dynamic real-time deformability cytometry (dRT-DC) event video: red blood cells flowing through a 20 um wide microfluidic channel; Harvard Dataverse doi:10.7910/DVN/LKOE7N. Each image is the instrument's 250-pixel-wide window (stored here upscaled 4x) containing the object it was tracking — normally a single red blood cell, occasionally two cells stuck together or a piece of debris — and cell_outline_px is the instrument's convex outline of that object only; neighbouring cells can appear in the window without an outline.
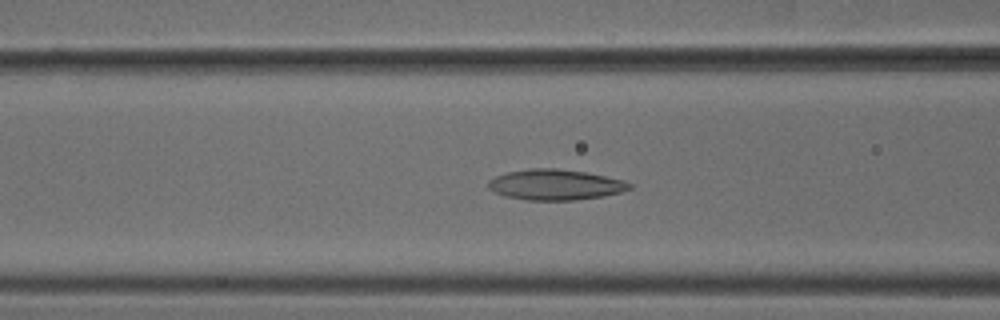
{"species": "common noctule bat (a hibernating species)", "species_latin": "Nyctalus noctula", "temperature_condition": "cold", "stored_images_in_passage": 38, "camera_frame_rate_fps": 3000, "um_per_image_px": 0.085, "animal": {"sex": "male", "body_mass_g": 18.8}, "frame": {"image": 1, "passage_image": 7, "time_ms": 2.0, "image_size_px": [1000, 320], "cell_outline_px": [[632, 188], [620, 192], [604, 196], [576, 200], [528, 200], [504, 196], [488, 188], [488, 180], [496, 176], [508, 172], [532, 168], [556, 168], [584, 172], [624, 180], [632, 184]], "centroid_in_image_um": [47.21, 15.7], "position_along_channel_um": 119.4, "area_um2": 25.09}}
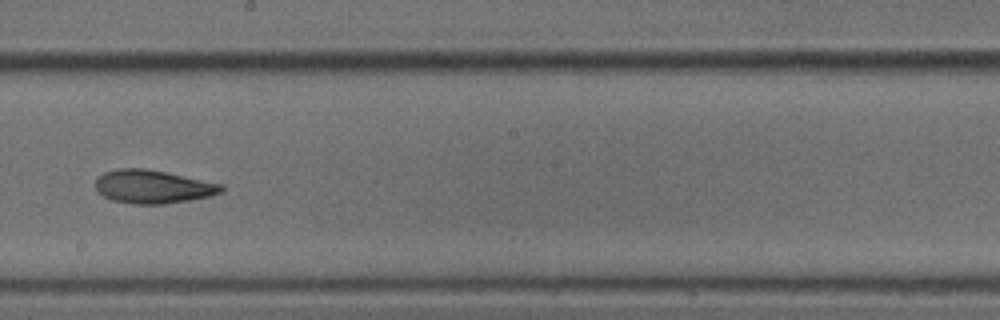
{"frame": {"image": 2, "passage_image": 16, "time_ms": 5.0, "image_size_px": [1000, 320], "cell_outline_px": [[224, 188], [220, 192], [208, 196], [188, 200], [164, 204], [132, 204], [112, 200], [96, 192], [96, 180], [104, 172], [120, 168], [144, 168], [224, 184]], "centroid_in_image_um": [12.97, 15.87], "position_along_channel_um": 235.2, "area_um2": 24.28}}
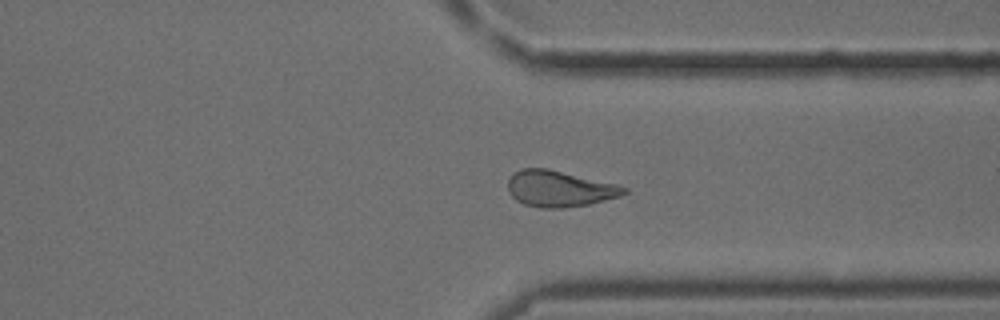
{"frame": {"image": 3, "passage_image": 26, "time_ms": 8.333, "image_size_px": [1000, 320], "cell_outline_px": [[628, 192], [620, 196], [588, 204], [560, 208], [540, 208], [524, 204], [516, 200], [508, 192], [508, 180], [512, 172], [520, 168], [548, 168], [616, 184], [628, 188]], "centroid_in_image_um": [47.51, 16.03], "position_along_channel_um": 363.9, "area_um2": 24.51}, "authors_computed_cell_mechanics": {"area_um2": 24.1893, "velocity_mm_per_s": 3.8529, "shape_relaxation_time_tau1_ms": null, "shape_relaxation_time_tau2_ms": 4.0399, "deformation_change_tau1": null, "deformation_change_tau2": 0.1074}}